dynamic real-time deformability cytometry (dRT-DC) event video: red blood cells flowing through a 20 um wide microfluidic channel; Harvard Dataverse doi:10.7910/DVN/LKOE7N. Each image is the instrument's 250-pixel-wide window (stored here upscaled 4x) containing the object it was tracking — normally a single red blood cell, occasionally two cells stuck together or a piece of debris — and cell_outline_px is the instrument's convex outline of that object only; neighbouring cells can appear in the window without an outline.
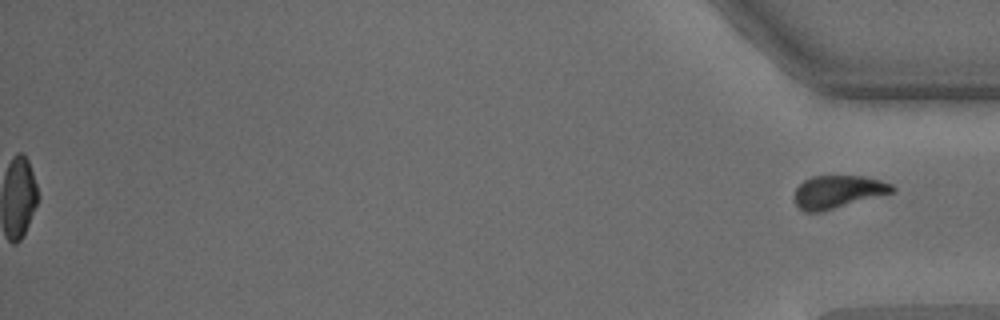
{"species": "common noctule bat (a hibernating species)", "species_latin": "Nyctalus noctula", "temperature_condition": "warm", "stored_images_in_passage": 54, "segment_of_instrument_passage": [2, 2], "camera_frame_rate_fps": 3000, "um_per_image_px": 0.085, "animal": {"sex": "male", "body_mass_g": 15.6}, "frame": {"image": 1, "passage_image": 54, "time_ms": 17.667, "image_size_px": [1000, 320], "cell_outline_px": [[896, 188], [892, 192], [820, 212], [804, 212], [796, 204], [792, 196], [796, 188], [804, 180], [812, 176], [864, 176], [880, 180], [892, 184]], "centroid_in_image_um": [71.17, 16.29], "position_along_channel_um": 364.0, "area_um2": 18.55}}